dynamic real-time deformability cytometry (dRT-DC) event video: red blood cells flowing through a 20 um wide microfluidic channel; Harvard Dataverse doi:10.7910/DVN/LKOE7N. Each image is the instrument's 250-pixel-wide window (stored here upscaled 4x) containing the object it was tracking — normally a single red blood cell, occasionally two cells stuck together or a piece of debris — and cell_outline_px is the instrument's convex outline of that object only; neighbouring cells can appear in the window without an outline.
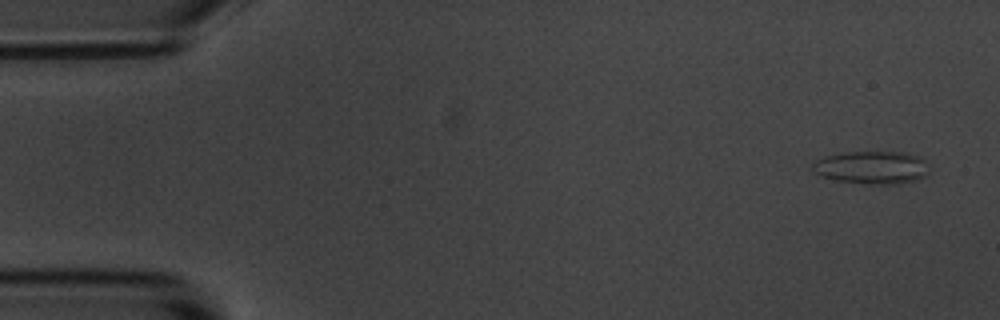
{"species": "common noctule bat (a hibernating species)", "species_latin": "Nyctalus noctula", "temperature_condition": "room temperature", "stored_images_in_passage": 7, "camera_frame_rate_fps": 3000, "um_per_image_px": 0.085, "animal": {"sex": "male", "body_mass_g": 20.1, "forearm_length_mm": 53.5}, "frame": {"image": 1, "passage_image": 1, "time_ms": 0.0, "image_size_px": [1000, 320], "cell_outline_px": [[924, 176], [916, 180], [896, 184], [864, 184], [836, 180], [824, 176], [816, 172], [812, 168], [812, 164], [816, 160], [824, 156], [840, 152], [900, 152], [916, 156], [924, 160]], "centroid_in_image_um": [74.02, 14.23], "position_along_channel_um": 11.0, "area_um2": 21.91}}
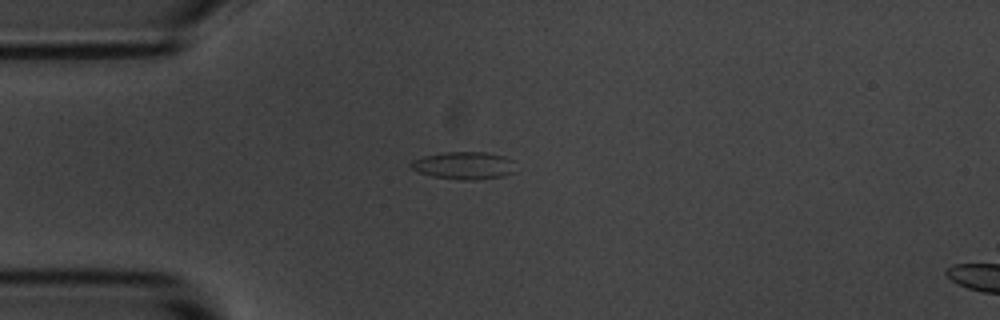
{"frame": {"image": 2, "passage_image": 4, "time_ms": 3.667, "image_size_px": [1000, 320], "cell_outline_px": [[512, 172], [504, 176], [476, 180], [460, 180], [432, 176], [416, 172], [408, 164], [412, 160], [424, 156], [444, 152], [484, 152], [504, 156], [512, 160]], "centroid_in_image_um": [39.37, 14.07], "position_along_channel_um": 45.6, "area_um2": 16.76}}
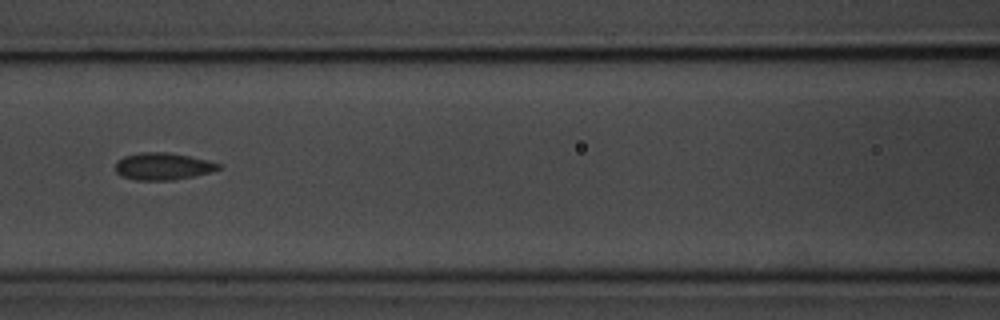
{"frame": {"image": 3, "passage_image": 7, "time_ms": 7.0, "image_size_px": [1000, 320], "cell_outline_px": [[220, 168], [212, 172], [196, 176], [172, 180], [136, 180], [120, 176], [116, 172], [116, 160], [124, 156], [140, 152], [168, 152], [208, 160], [220, 164]], "centroid_in_image_um": [13.83, 14.14], "position_along_channel_um": 152.8, "area_um2": 16.42}}